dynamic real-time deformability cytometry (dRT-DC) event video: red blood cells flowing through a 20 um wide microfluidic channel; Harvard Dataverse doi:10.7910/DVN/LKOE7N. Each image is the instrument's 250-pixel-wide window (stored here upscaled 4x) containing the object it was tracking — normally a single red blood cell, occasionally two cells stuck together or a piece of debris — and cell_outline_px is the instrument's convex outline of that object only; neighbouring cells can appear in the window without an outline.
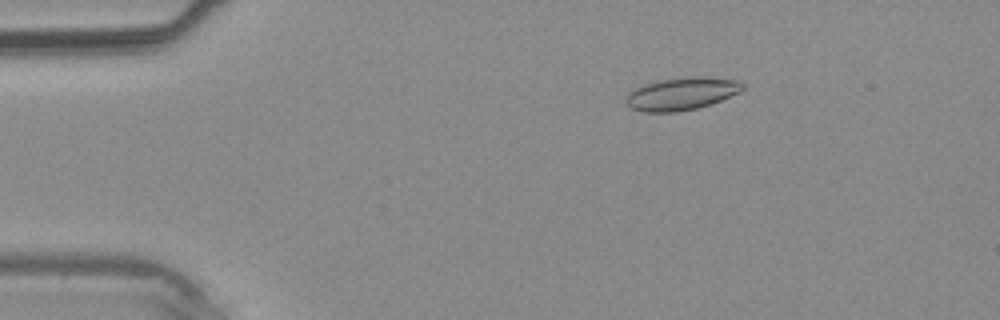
{"species": "common noctule bat (a hibernating species)", "species_latin": "Nyctalus noctula", "temperature_condition": "warm", "stored_images_in_passage": 34, "camera_frame_rate_fps": 3000, "um_per_image_px": 0.085, "animal": {"sex": "male", "body_mass_g": 20.4}, "frame": {"image": 1, "passage_image": 2, "time_ms": 0.333, "image_size_px": [1000, 320], "cell_outline_px": [[744, 88], [740, 92], [720, 100], [696, 108], [676, 112], [644, 112], [632, 108], [624, 100], [624, 96], [628, 92], [644, 84], [656, 80], [704, 76], [740, 80], [744, 84]], "centroid_in_image_um": [57.92, 7.96], "position_along_channel_um": 27.1, "area_um2": 22.14}}
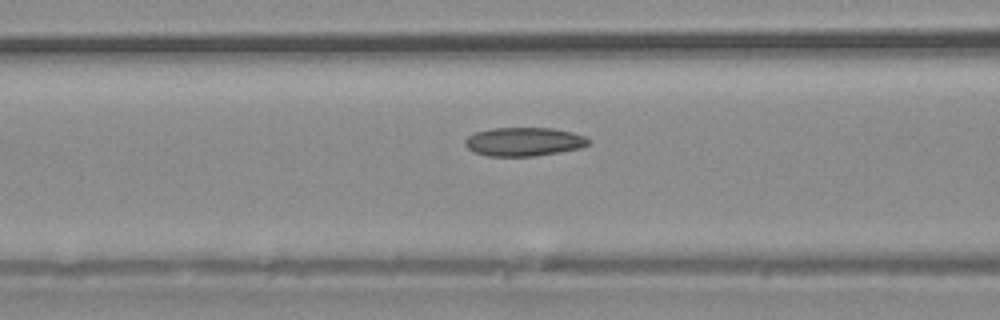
{"frame": {"image": 2, "passage_image": 11, "time_ms": 3.333, "image_size_px": [1000, 320], "cell_outline_px": [[592, 140], [588, 144], [580, 148], [560, 152], [536, 156], [488, 156], [472, 152], [464, 144], [464, 140], [468, 136], [476, 132], [492, 128], [552, 128], [572, 132], [584, 136]], "centroid_in_image_um": [44.52, 12.05], "position_along_channel_um": 122.1, "area_um2": 20.75}}
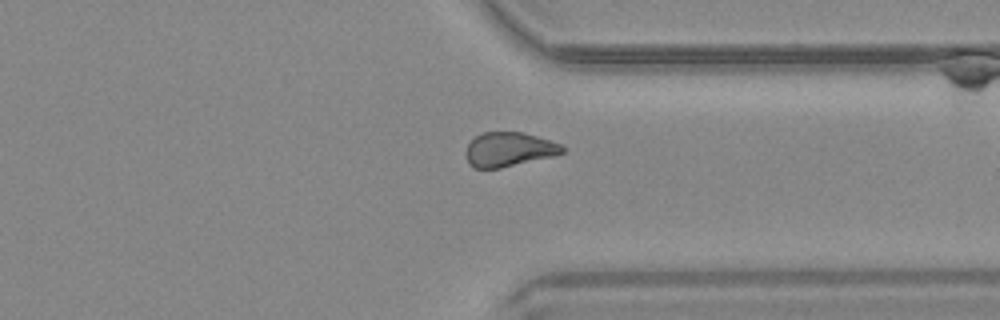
{"frame": {"image": 3, "passage_image": 25, "time_ms": 8.0, "image_size_px": [1000, 320], "cell_outline_px": [[568, 148], [564, 152], [556, 156], [500, 168], [472, 168], [468, 164], [468, 144], [476, 136], [484, 132], [524, 132], [560, 144]], "centroid_in_image_um": [43.32, 12.71], "position_along_channel_um": 368.1, "area_um2": 19.25}}